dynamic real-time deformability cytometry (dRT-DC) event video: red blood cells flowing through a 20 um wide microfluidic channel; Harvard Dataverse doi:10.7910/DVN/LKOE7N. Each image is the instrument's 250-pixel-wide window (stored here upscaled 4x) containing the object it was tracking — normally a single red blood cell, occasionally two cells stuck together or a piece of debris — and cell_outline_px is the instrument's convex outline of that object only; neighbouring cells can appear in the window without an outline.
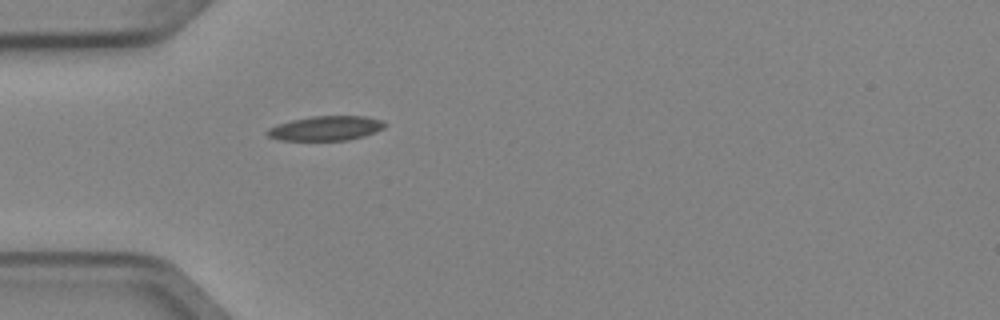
{"species": "Egyptian fruit bat (a non-hibernating species)", "species_latin": "Rousettus aegyptiacus", "temperature_condition": "cold", "stored_images_in_passage": 1, "camera_frame_rate_fps": 3000, "um_per_image_px": 0.085, "animal": {"sex": "female"}, "frame": {"image": 1, "passage_image": 1, "time_ms": 0.0, "image_size_px": [1000, 320], "cell_outline_px": [[388, 124], [384, 128], [376, 132], [364, 136], [348, 140], [280, 140], [268, 136], [264, 132], [268, 128], [276, 124], [292, 120], [312, 116], [364, 116], [384, 120]], "centroid_in_image_um": [27.72, 10.9], "position_along_channel_um": 57.3, "area_um2": 16.99}}